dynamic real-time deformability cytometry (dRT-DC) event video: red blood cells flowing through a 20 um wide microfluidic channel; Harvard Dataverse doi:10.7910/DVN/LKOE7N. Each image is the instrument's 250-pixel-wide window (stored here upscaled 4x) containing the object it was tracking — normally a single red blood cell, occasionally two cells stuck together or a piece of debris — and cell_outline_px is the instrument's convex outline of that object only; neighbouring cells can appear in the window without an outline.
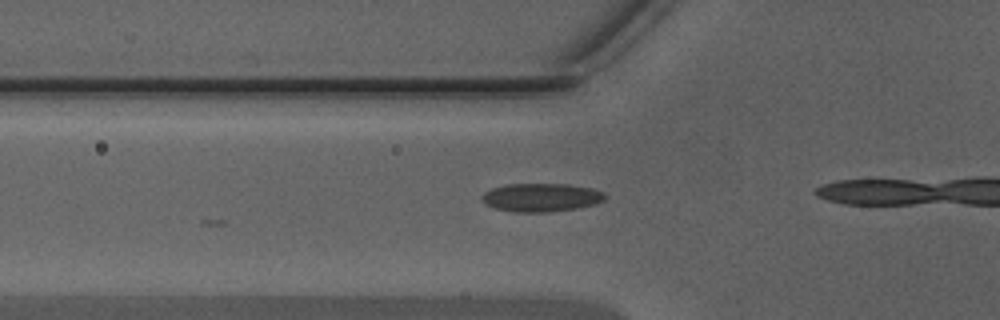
{"species": "Egyptian fruit bat (a non-hibernating species)", "species_latin": "Rousettus aegyptiacus", "temperature_condition": "warm", "stored_images_in_passage": 9, "camera_frame_rate_fps": 3000, "um_per_image_px": 0.085, "animal": {"sex": "male"}, "frame": {"image": 1, "passage_image": 3, "time_ms": 0.667, "image_size_px": [1000, 320], "cell_outline_px": [[608, 196], [604, 200], [596, 204], [576, 208], [552, 212], [512, 212], [496, 208], [488, 204], [480, 196], [484, 192], [492, 188], [508, 184], [568, 184], [592, 188], [604, 192]], "centroid_in_image_um": [46.05, 16.78], "position_along_channel_um": 79.7, "area_um2": 20.4}}
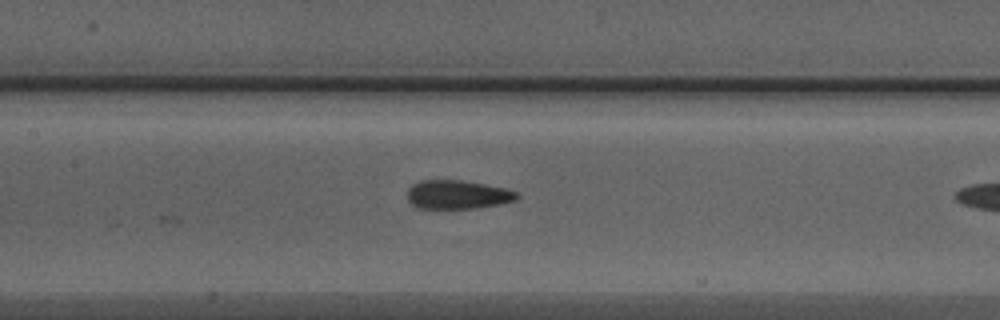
{"frame": {"image": 2, "passage_image": 9, "time_ms": 2.667, "image_size_px": [1000, 320], "cell_outline_px": [[520, 196], [516, 200], [500, 204], [480, 208], [416, 208], [408, 200], [408, 188], [412, 184], [420, 180], [460, 180], [484, 184], [504, 188], [516, 192]], "centroid_in_image_um": [38.88, 16.54], "position_along_channel_um": 168.5, "area_um2": 18.38}}